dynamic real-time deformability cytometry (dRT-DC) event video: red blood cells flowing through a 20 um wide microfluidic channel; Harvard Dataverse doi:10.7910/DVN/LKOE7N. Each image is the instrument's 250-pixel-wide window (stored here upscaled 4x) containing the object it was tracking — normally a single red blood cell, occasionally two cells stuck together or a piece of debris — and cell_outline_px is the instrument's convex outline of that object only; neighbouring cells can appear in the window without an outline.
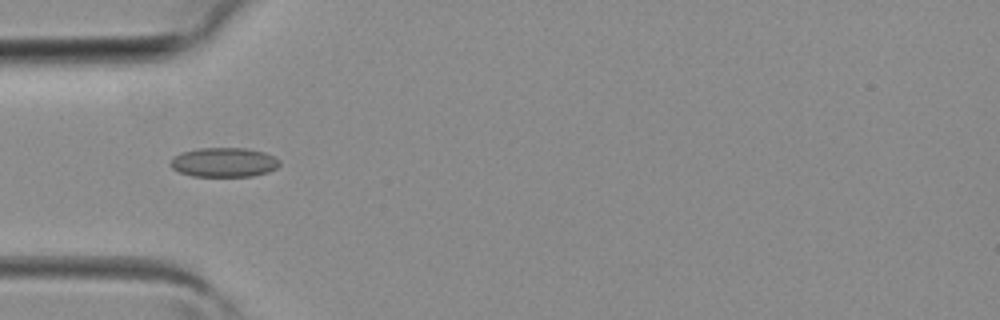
{"species": "common noctule bat (a hibernating species)", "species_latin": "Nyctalus noctula", "temperature_condition": "room temperature", "stored_images_in_passage": 3, "camera_frame_rate_fps": 3000, "um_per_image_px": 0.085, "animal": {"sex": "female", "body_mass_g": 19.3, "forearm_length_mm": 54.1}, "frame": {"image": 1, "passage_image": 3, "time_ms": 0.667, "image_size_px": [1000, 320], "cell_outline_px": [[280, 164], [276, 168], [268, 172], [252, 176], [192, 176], [180, 172], [172, 168], [168, 164], [180, 152], [200, 148], [244, 148], [264, 152], [280, 160]], "centroid_in_image_um": [19.03, 13.8], "position_along_channel_um": 66.0, "area_um2": 18.61}}